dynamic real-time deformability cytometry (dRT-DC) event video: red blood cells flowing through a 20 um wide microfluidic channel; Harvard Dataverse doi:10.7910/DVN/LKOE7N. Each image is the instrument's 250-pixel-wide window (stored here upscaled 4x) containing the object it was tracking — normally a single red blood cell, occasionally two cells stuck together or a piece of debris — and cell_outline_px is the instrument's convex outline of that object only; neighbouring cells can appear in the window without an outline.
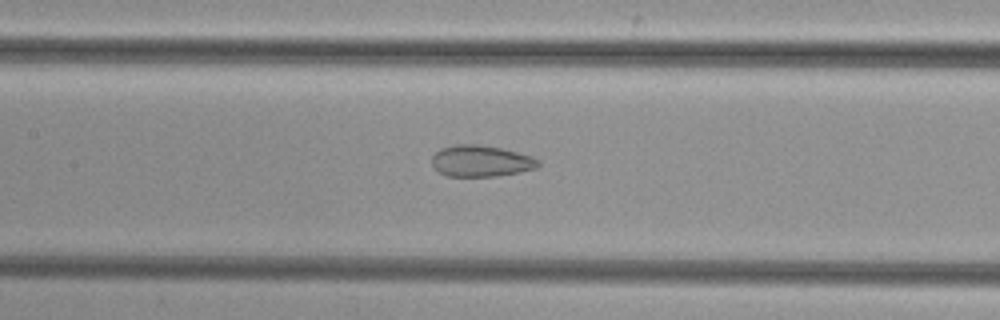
{"species": "common noctule bat (a hibernating species)", "species_latin": "Nyctalus noctula", "temperature_condition": "cold", "stored_images_in_passage": 50, "camera_frame_rate_fps": 3000, "um_per_image_px": 0.085, "animal": {"sex": "female", "body_mass_g": 29.2, "forearm_length_mm": 56.3}, "frame": {"image": 1, "passage_image": 23, "time_ms": 7.333, "image_size_px": [1000, 320], "cell_outline_px": [[540, 164], [536, 168], [496, 176], [448, 176], [432, 168], [432, 156], [440, 148], [456, 144], [476, 144], [500, 148], [532, 156], [540, 160]], "centroid_in_image_um": [40.85, 13.68], "position_along_channel_um": 166.6, "area_um2": 19.36}}
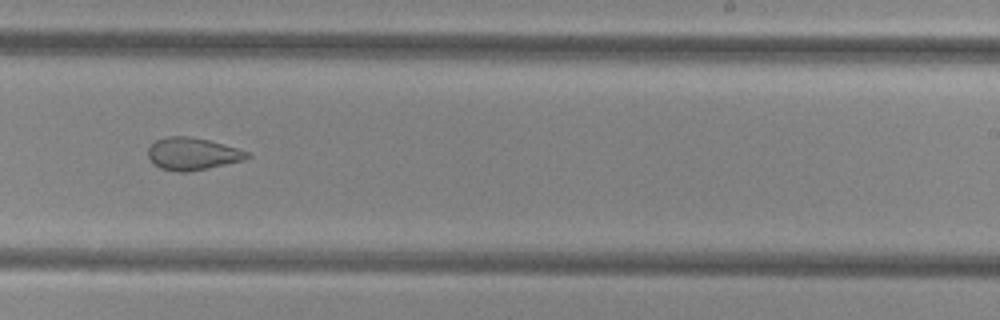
{"frame": {"image": 2, "passage_image": 31, "time_ms": 10.0, "image_size_px": [1000, 320], "cell_outline_px": [[252, 156], [244, 160], [188, 172], [180, 172], [160, 168], [148, 156], [148, 148], [156, 140], [168, 136], [188, 136], [208, 140], [236, 148], [248, 152]], "centroid_in_image_um": [16.36, 13.07], "position_along_channel_um": 272.6, "area_um2": 18.38}}
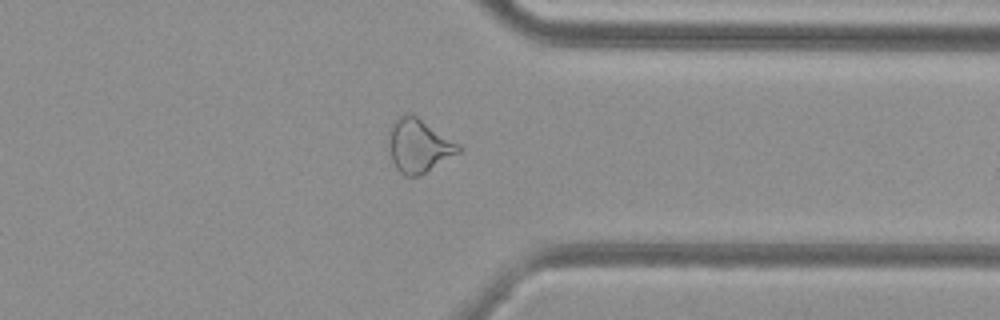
{"frame": {"image": 3, "passage_image": 39, "time_ms": 12.667, "image_size_px": [1000, 320], "cell_outline_px": [[464, 148], [460, 152], [420, 176], [404, 176], [396, 168], [392, 160], [388, 144], [388, 128], [392, 120], [404, 112], [408, 112], [416, 116], [460, 144]], "centroid_in_image_um": [35.56, 12.36], "position_along_channel_um": 375.8, "area_um2": 22.14}}